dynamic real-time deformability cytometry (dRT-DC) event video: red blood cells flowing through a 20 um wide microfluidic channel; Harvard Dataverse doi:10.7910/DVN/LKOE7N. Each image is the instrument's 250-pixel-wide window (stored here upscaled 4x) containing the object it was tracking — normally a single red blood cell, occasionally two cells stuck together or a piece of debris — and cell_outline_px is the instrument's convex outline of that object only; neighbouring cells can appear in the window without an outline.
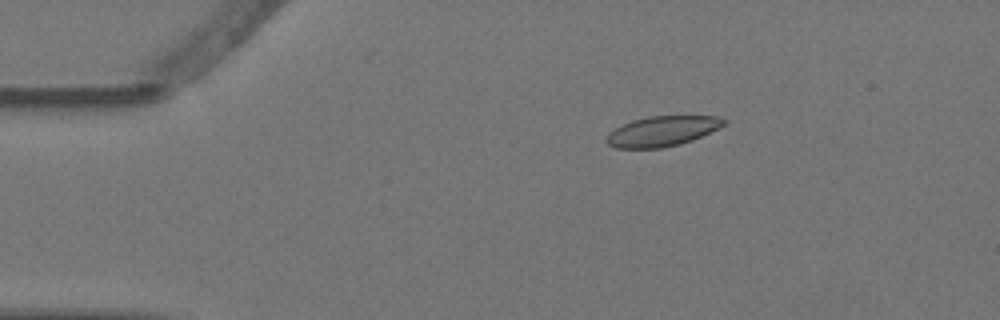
{"species": "Egyptian fruit bat (a non-hibernating species)", "species_latin": "Rousettus aegyptiacus", "temperature_condition": "warm", "stored_images_in_passage": 4, "camera_frame_rate_fps": 3000, "um_per_image_px": 0.085, "animal": {"sex": "female"}, "frame": {"image": 1, "passage_image": 3, "time_ms": 0.667, "image_size_px": [1000, 320], "cell_outline_px": [[724, 124], [720, 128], [692, 140], [680, 144], [660, 148], [616, 148], [608, 144], [604, 140], [608, 132], [632, 120], [648, 116], [716, 116], [724, 120]], "centroid_in_image_um": [56.25, 11.15], "position_along_channel_um": 28.8, "area_um2": 20.52}}